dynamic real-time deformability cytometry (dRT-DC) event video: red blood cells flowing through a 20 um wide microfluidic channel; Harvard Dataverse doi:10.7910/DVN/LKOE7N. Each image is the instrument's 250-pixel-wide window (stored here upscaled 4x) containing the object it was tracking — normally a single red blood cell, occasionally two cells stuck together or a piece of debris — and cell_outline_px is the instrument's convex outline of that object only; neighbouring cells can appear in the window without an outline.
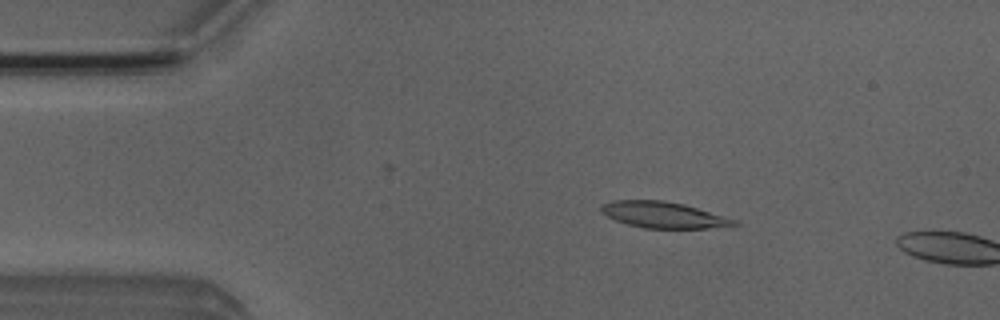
{"species": "Egyptian fruit bat (a non-hibernating species)", "species_latin": "Rousettus aegyptiacus", "temperature_condition": "room temperature", "stored_images_in_passage": 4, "camera_frame_rate_fps": 3000, "um_per_image_px": 0.085, "animal": {"sex": "male"}, "frame": {"image": 1, "passage_image": 3, "time_ms": 2.333, "image_size_px": [1000, 320], "cell_outline_px": [[740, 224], [732, 228], [644, 228], [628, 224], [616, 220], [600, 212], [600, 204], [612, 200], [664, 200], [684, 204], [736, 220]], "centroid_in_image_um": [56.42, 18.27], "position_along_channel_um": 28.6, "area_um2": 20.46}}